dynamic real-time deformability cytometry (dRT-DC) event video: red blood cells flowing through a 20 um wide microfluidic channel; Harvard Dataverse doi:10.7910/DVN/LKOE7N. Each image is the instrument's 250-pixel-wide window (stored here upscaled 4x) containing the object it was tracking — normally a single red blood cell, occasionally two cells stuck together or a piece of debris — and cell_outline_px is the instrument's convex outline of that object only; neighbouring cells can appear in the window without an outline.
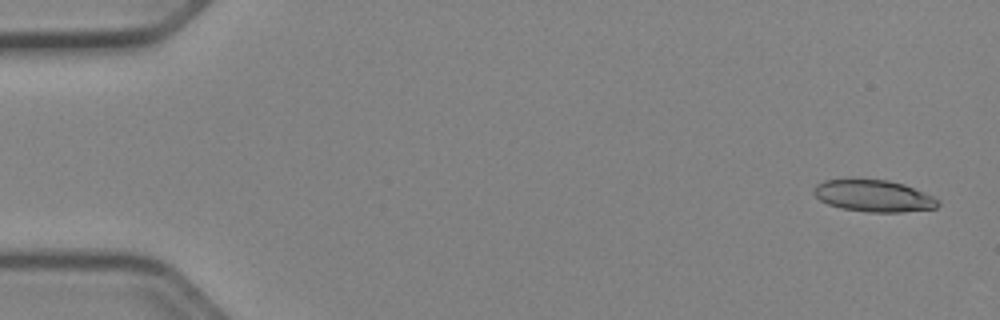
{"species": "Egyptian fruit bat (a non-hibernating species)", "species_latin": "Rousettus aegyptiacus", "temperature_condition": "cold", "stored_images_in_passage": 13, "camera_frame_rate_fps": 3000, "um_per_image_px": 0.085, "animal": {"sex": "female"}, "frame": {"image": 1, "passage_image": 2, "time_ms": 0.333, "image_size_px": [1000, 320], "cell_outline_px": [[940, 204], [936, 208], [900, 212], [868, 212], [840, 208], [828, 204], [820, 200], [812, 192], [812, 188], [816, 184], [824, 180], [848, 176], [852, 176], [888, 180], [904, 184], [924, 192], [940, 200]], "centroid_in_image_um": [74.19, 16.6], "position_along_channel_um": 10.8, "area_um2": 23.93}}